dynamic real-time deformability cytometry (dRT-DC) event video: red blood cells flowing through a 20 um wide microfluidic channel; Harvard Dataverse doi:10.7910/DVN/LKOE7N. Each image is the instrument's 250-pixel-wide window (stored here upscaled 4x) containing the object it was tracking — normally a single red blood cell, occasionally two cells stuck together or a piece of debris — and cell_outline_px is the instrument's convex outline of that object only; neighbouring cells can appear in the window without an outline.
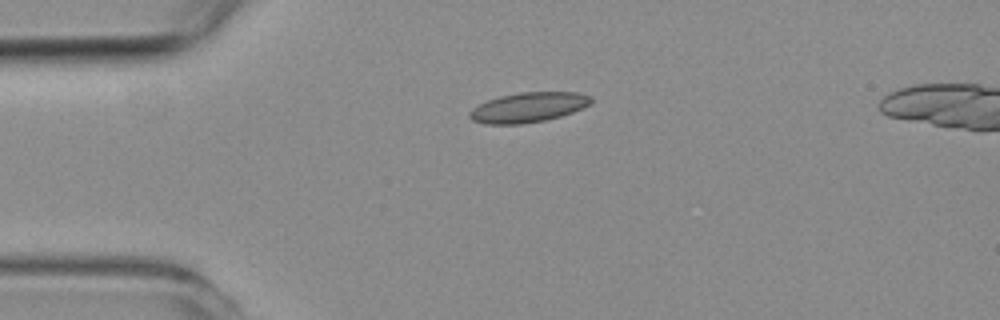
{"species": "common noctule bat (a hibernating species)", "species_latin": "Nyctalus noctula", "temperature_condition": "room temperature", "stored_images_in_passage": 42, "camera_frame_rate_fps": 3000, "um_per_image_px": 0.085, "animal": {"sex": "female", "body_mass_g": 19.3, "forearm_length_mm": 54.1}, "frame": {"image": 1, "passage_image": 1, "time_ms": 0.0, "image_size_px": [1000, 320], "cell_outline_px": [[592, 104], [572, 112], [560, 116], [544, 120], [520, 124], [484, 124], [472, 120], [468, 116], [468, 112], [472, 108], [488, 100], [500, 96], [520, 92], [580, 92], [592, 96]], "centroid_in_image_um": [44.91, 9.12], "position_along_channel_um": 40.1, "area_um2": 21.21}}
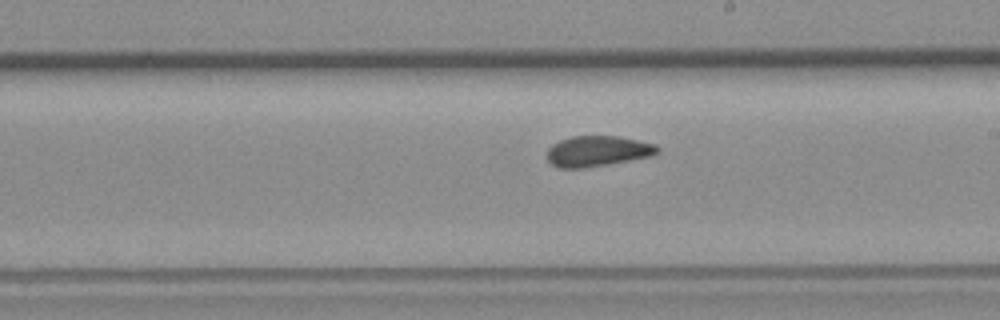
{"frame": {"image": 2, "passage_image": 19, "time_ms": 6.0, "image_size_px": [1000, 320], "cell_outline_px": [[660, 152], [652, 156], [608, 164], [584, 168], [560, 168], [552, 164], [548, 160], [548, 148], [552, 144], [560, 140], [572, 136], [620, 136], [656, 144], [660, 148]], "centroid_in_image_um": [50.83, 12.84], "position_along_channel_um": 238.2, "area_um2": 19.77}}
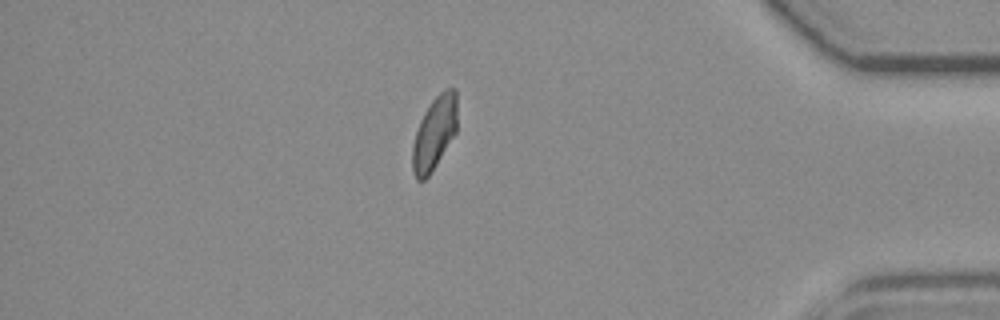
{"frame": {"image": 3, "passage_image": 35, "time_ms": 11.333, "image_size_px": [1000, 320], "cell_outline_px": [[456, 132], [436, 164], [428, 176], [424, 180], [416, 180], [412, 172], [412, 144], [420, 120], [424, 112], [432, 100], [440, 92], [448, 88], [456, 88]], "centroid_in_image_um": [36.9, 11.32], "position_along_channel_um": 398.3, "area_um2": 18.9}, "authors_computed_cell_mechanics": {"area_um2": 19.8832, "velocity_mm_per_s": 3.739, "shape_relaxation_time_tau1_ms": 8.1801, "shape_relaxation_time_tau2_ms": 2.5654, "deformation_change_tau1": 0.1291, "deformation_change_tau2": 0.0753}}